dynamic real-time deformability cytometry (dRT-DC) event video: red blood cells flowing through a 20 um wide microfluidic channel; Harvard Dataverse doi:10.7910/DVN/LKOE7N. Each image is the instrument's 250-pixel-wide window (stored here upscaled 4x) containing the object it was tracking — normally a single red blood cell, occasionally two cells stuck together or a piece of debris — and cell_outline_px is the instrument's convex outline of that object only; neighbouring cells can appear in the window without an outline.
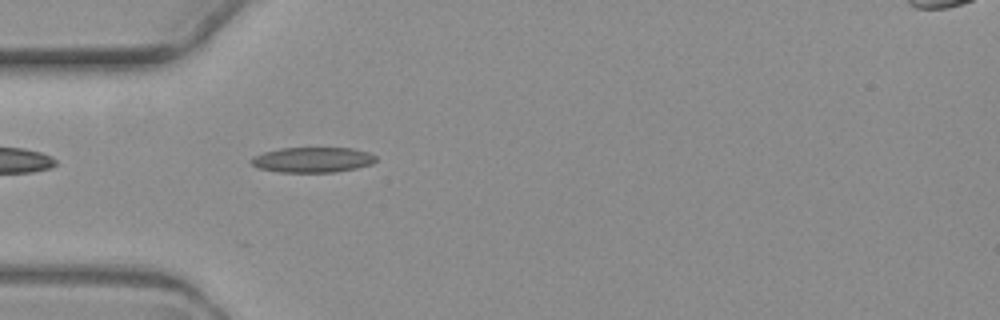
{"species": "common noctule bat (a hibernating species)", "species_latin": "Nyctalus noctula", "temperature_condition": "warm", "stored_images_in_passage": 1, "camera_frame_rate_fps": 3000, "um_per_image_px": 0.085, "animal": {"sex": "female", "body_mass_g": 19.3, "forearm_length_mm": 54.1}, "frame": {"image": 1, "passage_image": 1, "time_ms": 0.0, "image_size_px": [1000, 320], "cell_outline_px": [[376, 160], [372, 164], [356, 168], [332, 172], [280, 172], [256, 168], [252, 164], [252, 156], [264, 152], [280, 148], [352, 148], [368, 152], [376, 156]], "centroid_in_image_um": [26.56, 13.58], "position_along_channel_um": 58.4, "area_um2": 18.32}}